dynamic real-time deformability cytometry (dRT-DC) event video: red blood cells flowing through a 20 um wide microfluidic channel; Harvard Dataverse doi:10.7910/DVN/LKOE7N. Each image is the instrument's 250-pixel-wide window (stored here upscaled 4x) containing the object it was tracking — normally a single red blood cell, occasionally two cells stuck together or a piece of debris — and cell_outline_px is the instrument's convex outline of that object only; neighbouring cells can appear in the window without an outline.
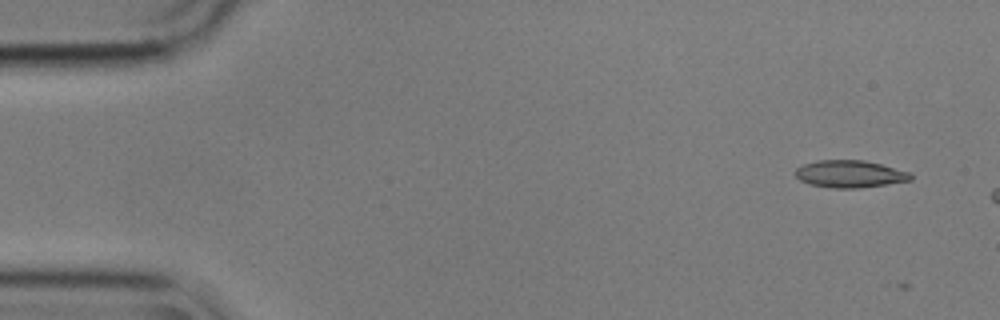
{"species": "common noctule bat (a hibernating species)", "species_latin": "Nyctalus noctula", "temperature_condition": "cold", "stored_images_in_passage": 5, "camera_frame_rate_fps": 3000, "um_per_image_px": 0.085, "animal": {"sex": "male", "body_mass_g": 17.9}, "frame": {"image": 1, "passage_image": 4, "time_ms": 1.0, "image_size_px": [1000, 320], "cell_outline_px": [[912, 180], [888, 184], [860, 188], [832, 188], [812, 184], [800, 180], [796, 176], [796, 168], [804, 164], [816, 160], [864, 160], [912, 172]], "centroid_in_image_um": [72.27, 14.78], "position_along_channel_um": 12.7, "area_um2": 18.32}}